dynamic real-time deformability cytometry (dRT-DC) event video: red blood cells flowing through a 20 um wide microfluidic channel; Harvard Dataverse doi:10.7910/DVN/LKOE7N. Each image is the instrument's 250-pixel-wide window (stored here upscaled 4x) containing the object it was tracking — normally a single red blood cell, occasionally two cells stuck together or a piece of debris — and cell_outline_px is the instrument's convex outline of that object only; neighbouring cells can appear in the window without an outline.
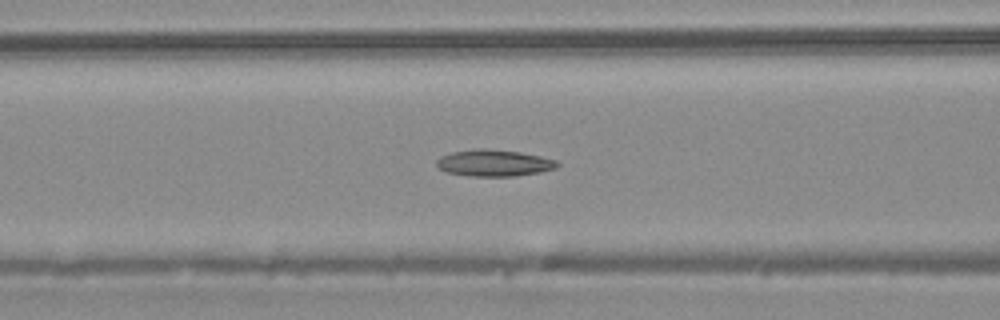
{"species": "common noctule bat (a hibernating species)", "species_latin": "Nyctalus noctula", "temperature_condition": "warm", "stored_images_in_passage": 38, "segment_of_instrument_passage": [1, 2], "camera_frame_rate_fps": 3000, "um_per_image_px": 0.085, "animal": {"sex": "male", "body_mass_g": 20.4}, "frame": {"image": 1, "passage_image": 18, "time_ms": 5.667, "image_size_px": [1000, 320], "cell_outline_px": [[560, 164], [556, 168], [540, 172], [516, 176], [468, 176], [444, 172], [436, 168], [436, 160], [440, 156], [452, 152], [472, 148], [484, 148], [520, 152], [540, 156], [556, 160]], "centroid_in_image_um": [41.93, 13.85], "position_along_channel_um": 124.7, "area_um2": 19.02}}
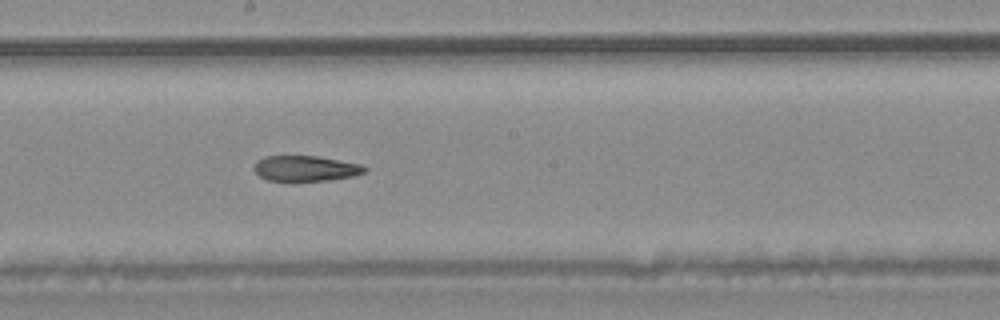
{"frame": {"image": 2, "passage_image": 25, "time_ms": 8.0, "image_size_px": [1000, 320], "cell_outline_px": [[368, 168], [364, 172], [352, 176], [332, 180], [292, 184], [264, 180], [252, 168], [256, 160], [264, 156], [316, 156], [360, 164]], "centroid_in_image_um": [25.88, 14.37], "position_along_channel_um": 222.3, "area_um2": 17.28}}
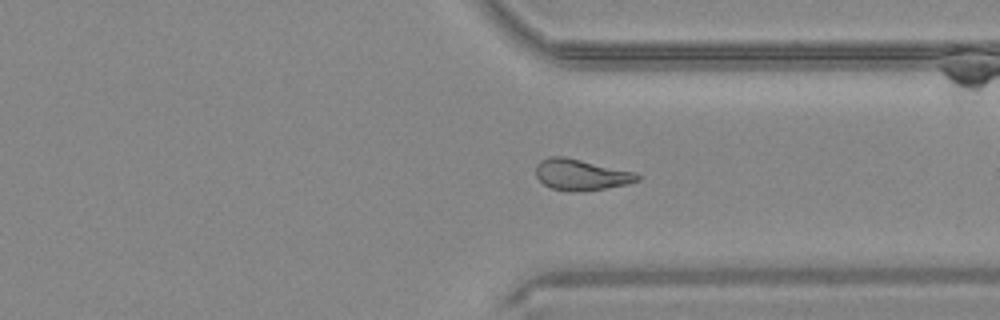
{"frame": {"image": 3, "passage_image": 35, "time_ms": 11.333, "image_size_px": [1000, 320], "cell_outline_px": [[640, 180], [628, 184], [604, 188], [576, 192], [568, 192], [552, 188], [544, 184], [536, 176], [536, 164], [540, 160], [548, 156], [564, 156], [636, 172], [640, 176]], "centroid_in_image_um": [49.38, 14.84], "position_along_channel_um": 362.0, "area_um2": 18.5}}